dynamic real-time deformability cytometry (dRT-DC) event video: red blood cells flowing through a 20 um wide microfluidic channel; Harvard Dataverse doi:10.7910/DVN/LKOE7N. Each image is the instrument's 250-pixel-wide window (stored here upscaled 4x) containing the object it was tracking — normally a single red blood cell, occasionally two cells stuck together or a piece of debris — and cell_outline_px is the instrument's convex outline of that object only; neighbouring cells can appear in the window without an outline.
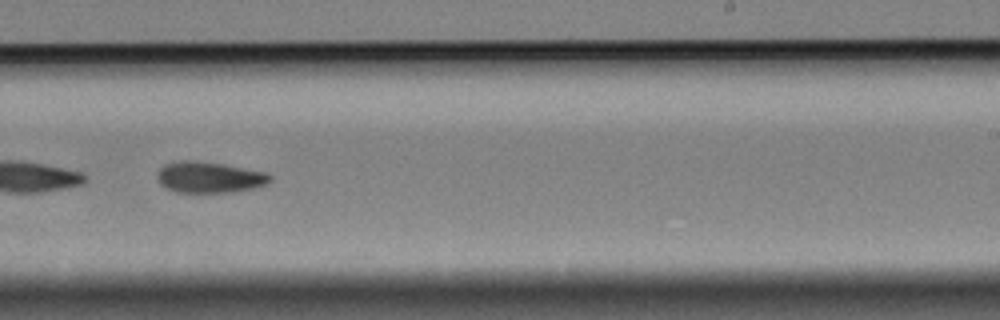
{"species": "Egyptian fruit bat (a non-hibernating species)", "species_latin": "Rousettus aegyptiacus", "temperature_condition": "cold", "stored_images_in_passage": 57, "segment_of_instrument_passage": [2, 2], "camera_frame_rate_fps": 3000, "um_per_image_px": 0.085, "animal": {"sex": "female"}, "frame": {"image": 1, "passage_image": 36, "time_ms": 11.667, "image_size_px": [1000, 320], "cell_outline_px": [[272, 180], [268, 184], [256, 188], [232, 192], [176, 192], [160, 184], [156, 176], [156, 172], [164, 164], [180, 160], [192, 160], [220, 164], [268, 172], [272, 176]], "centroid_in_image_um": [17.81, 15.07], "position_along_channel_um": 271.2, "area_um2": 20.58}}